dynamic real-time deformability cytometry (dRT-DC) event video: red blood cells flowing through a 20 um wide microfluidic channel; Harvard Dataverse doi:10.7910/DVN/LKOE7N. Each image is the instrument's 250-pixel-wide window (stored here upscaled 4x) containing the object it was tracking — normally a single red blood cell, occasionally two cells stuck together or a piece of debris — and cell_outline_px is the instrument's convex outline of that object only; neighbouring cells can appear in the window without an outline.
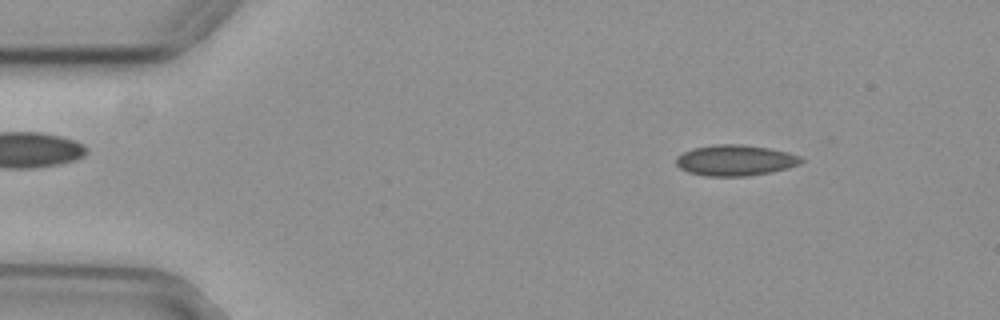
{"species": "common noctule bat (a hibernating species)", "species_latin": "Nyctalus noctula", "temperature_condition": "cold", "stored_images_in_passage": 47, "camera_frame_rate_fps": 3000, "um_per_image_px": 0.085, "animal": {"sex": "female", "body_mass_g": 29.2, "forearm_length_mm": 56.3}, "frame": {"image": 1, "passage_image": 6, "time_ms": 1.667, "image_size_px": [1000, 320], "cell_outline_px": [[804, 160], [800, 164], [788, 168], [772, 172], [748, 176], [704, 176], [688, 172], [680, 168], [676, 164], [676, 156], [692, 148], [716, 144], [740, 144], [768, 148], [788, 152], [800, 156]], "centroid_in_image_um": [62.5, 13.63], "position_along_channel_um": 22.5, "area_um2": 22.6}}
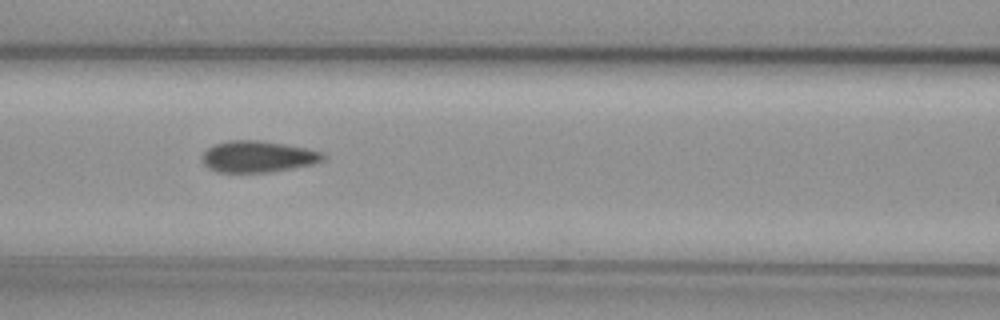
{"frame": {"image": 2, "passage_image": 22, "time_ms": 7.0, "image_size_px": [1000, 320], "cell_outline_px": [[328, 156], [324, 160], [312, 164], [272, 172], [216, 172], [208, 168], [200, 160], [200, 156], [208, 148], [216, 144], [228, 140], [260, 140], [308, 148], [324, 152]], "centroid_in_image_um": [21.93, 13.31], "position_along_channel_um": 144.7, "area_um2": 22.43}}
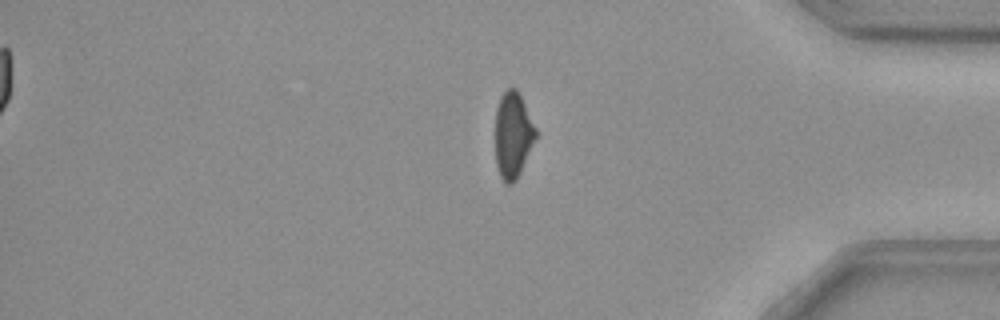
{"frame": {"image": 3, "passage_image": 44, "time_ms": 14.333, "image_size_px": [1000, 320], "cell_outline_px": [[536, 136], [520, 172], [516, 180], [512, 184], [504, 184], [500, 176], [496, 164], [496, 108], [500, 96], [508, 88], [516, 88], [520, 92], [536, 128]], "centroid_in_image_um": [43.59, 11.45], "position_along_channel_um": 391.6, "area_um2": 20.23}, "authors_computed_cell_mechanics": {"area_um2": 22.0796, "velocity_mm_per_s": 3.7278, "shape_relaxation_time_tau1_ms": 9.9023, "shape_relaxation_time_tau2_ms": 7.7309, "deformation_change_tau1": 0.1658, "deformation_change_tau2": 0.0924}}